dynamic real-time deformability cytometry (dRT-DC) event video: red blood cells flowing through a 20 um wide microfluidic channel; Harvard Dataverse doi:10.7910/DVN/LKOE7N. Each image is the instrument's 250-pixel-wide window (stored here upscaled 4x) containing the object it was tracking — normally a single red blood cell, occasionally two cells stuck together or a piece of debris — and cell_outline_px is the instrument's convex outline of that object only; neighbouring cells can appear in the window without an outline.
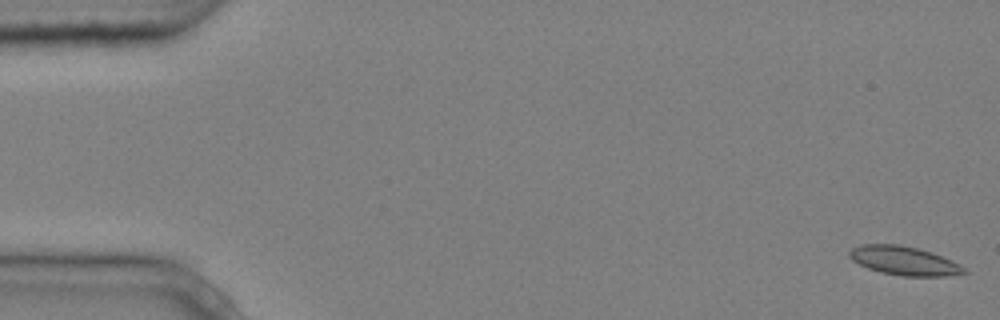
{"species": "common noctule bat (a hibernating species)", "species_latin": "Nyctalus noctula", "temperature_condition": "cold", "stored_images_in_passage": 4, "camera_frame_rate_fps": 3000, "um_per_image_px": 0.085, "animal": {"sex": "male", "body_mass_g": 20.4}, "frame": {"image": 1, "passage_image": 1, "time_ms": 0.0, "image_size_px": [1000, 320], "cell_outline_px": [[968, 272], [948, 276], [904, 276], [880, 272], [868, 268], [852, 260], [848, 256], [848, 252], [852, 248], [860, 244], [900, 244], [932, 252], [952, 260], [960, 264]], "centroid_in_image_um": [76.84, 22.16], "position_along_channel_um": 8.2, "area_um2": 19.31}}